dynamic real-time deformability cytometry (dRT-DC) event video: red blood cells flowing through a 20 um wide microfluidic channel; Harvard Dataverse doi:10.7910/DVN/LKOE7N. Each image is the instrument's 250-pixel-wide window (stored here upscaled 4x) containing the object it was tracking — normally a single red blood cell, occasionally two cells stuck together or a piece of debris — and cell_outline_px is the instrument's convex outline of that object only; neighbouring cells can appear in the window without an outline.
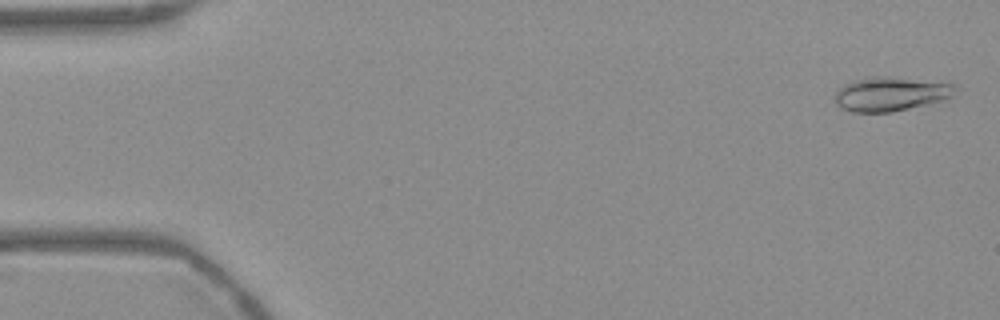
{"species": "Egyptian fruit bat (a non-hibernating species)", "species_latin": "Rousettus aegyptiacus", "temperature_condition": "warm", "stored_images_in_passage": 54, "camera_frame_rate_fps": 3000, "um_per_image_px": 0.085, "frame": {"image": 1, "passage_image": 2, "time_ms": 0.333, "image_size_px": [1000, 320], "cell_outline_px": [[956, 88], [952, 96], [948, 100], [892, 112], [852, 112], [840, 108], [836, 104], [836, 92], [844, 84], [864, 76], [888, 76], [956, 84]], "centroid_in_image_um": [75.72, 7.99], "position_along_channel_um": 9.3, "area_um2": 24.22}}
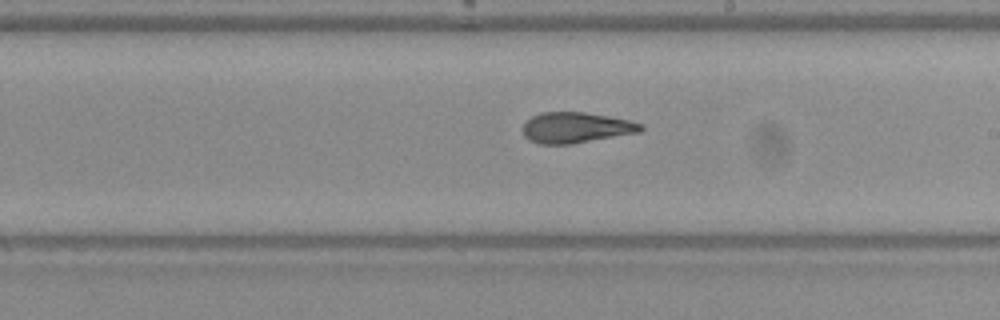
{"frame": {"image": 2, "passage_image": 31, "time_ms": 10.0, "image_size_px": [1000, 320], "cell_outline_px": [[644, 128], [640, 132], [572, 144], [540, 144], [528, 140], [524, 136], [520, 128], [524, 120], [540, 112], [584, 112], [608, 116], [628, 120], [644, 124]], "centroid_in_image_um": [48.89, 10.85], "position_along_channel_um": 240.1, "area_um2": 21.44}}
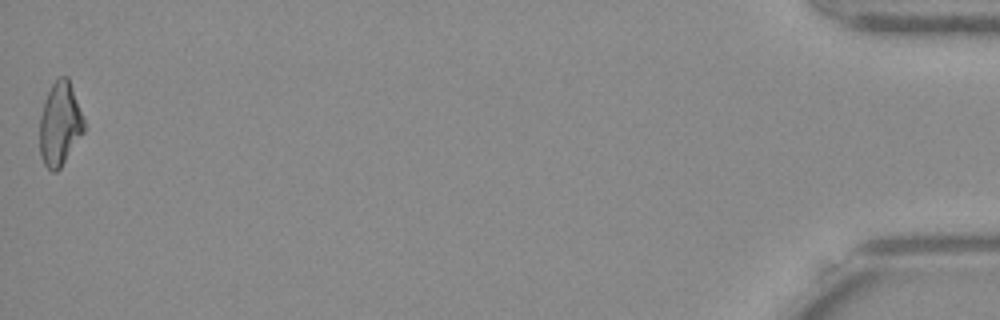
{"frame": {"image": 3, "passage_image": 54, "time_ms": 17.667, "image_size_px": [1000, 320], "cell_outline_px": [[84, 132], [60, 168], [56, 172], [52, 172], [44, 164], [40, 156], [40, 116], [44, 100], [52, 84], [60, 76], [68, 76], [84, 120]], "centroid_in_image_um": [5.08, 10.55], "position_along_channel_um": 430.1, "area_um2": 21.44}, "authors_computed_cell_mechanics": {"area_um2": 21.6172, "velocity_mm_per_s": 3.7622, "shape_relaxation_time_tau1_ms": null, "shape_relaxation_time_tau2_ms": 2.7134, "deformation_change_tau1": null, "deformation_change_tau2": 0.0912}}